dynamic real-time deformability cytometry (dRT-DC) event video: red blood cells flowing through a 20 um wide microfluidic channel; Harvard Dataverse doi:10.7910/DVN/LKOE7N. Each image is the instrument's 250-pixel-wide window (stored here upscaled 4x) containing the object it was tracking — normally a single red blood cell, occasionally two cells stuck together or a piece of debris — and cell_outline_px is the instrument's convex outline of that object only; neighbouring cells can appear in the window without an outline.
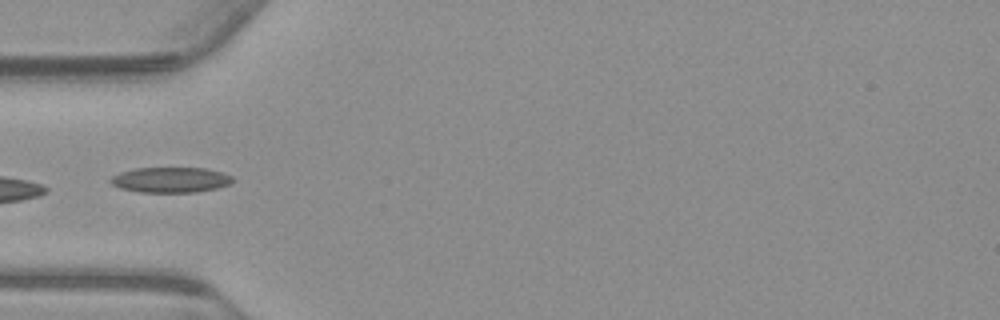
{"species": "common noctule bat (a hibernating species)", "species_latin": "Nyctalus noctula", "temperature_condition": "warm", "stored_images_in_passage": 20, "camera_frame_rate_fps": 3000, "um_per_image_px": 0.085, "animal": {"sex": "male", "body_mass_g": 23.1, "forearm_length_mm": 52.7}, "frame": {"image": 1, "passage_image": 1, "time_ms": 0.0, "image_size_px": [1000, 320], "cell_outline_px": [[232, 180], [228, 184], [216, 188], [196, 192], [140, 192], [120, 188], [112, 184], [108, 180], [112, 176], [120, 172], [136, 168], [208, 168], [232, 176]], "centroid_in_image_um": [14.46, 15.28], "position_along_channel_um": 70.5, "area_um2": 17.92}}